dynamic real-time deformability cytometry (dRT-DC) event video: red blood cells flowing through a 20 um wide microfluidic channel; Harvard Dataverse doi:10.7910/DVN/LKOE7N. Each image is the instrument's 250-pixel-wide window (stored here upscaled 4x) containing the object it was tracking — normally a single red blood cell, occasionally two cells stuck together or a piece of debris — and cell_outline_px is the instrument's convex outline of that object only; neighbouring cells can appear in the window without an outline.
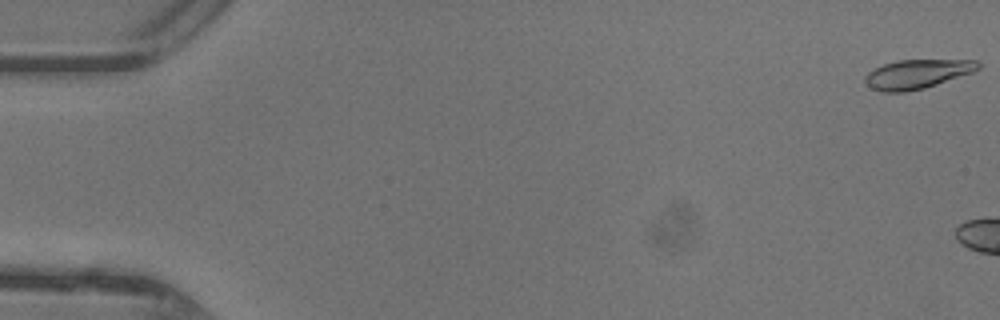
{"species": "common noctule bat (a hibernating species)", "species_latin": "Nyctalus noctula", "temperature_condition": "warm", "stored_images_in_passage": 12, "camera_frame_rate_fps": 3000, "um_per_image_px": 0.085, "animal": {"sex": "female"}, "frame": {"image": 1, "passage_image": 1, "time_ms": 0.0, "image_size_px": [1000, 320], "cell_outline_px": [[980, 68], [972, 72], [924, 88], [904, 92], [884, 92], [872, 88], [864, 80], [864, 76], [868, 72], [884, 64], [900, 60], [976, 60], [980, 64]], "centroid_in_image_um": [77.95, 6.29], "position_along_channel_um": 7.1, "area_um2": 18.84}}